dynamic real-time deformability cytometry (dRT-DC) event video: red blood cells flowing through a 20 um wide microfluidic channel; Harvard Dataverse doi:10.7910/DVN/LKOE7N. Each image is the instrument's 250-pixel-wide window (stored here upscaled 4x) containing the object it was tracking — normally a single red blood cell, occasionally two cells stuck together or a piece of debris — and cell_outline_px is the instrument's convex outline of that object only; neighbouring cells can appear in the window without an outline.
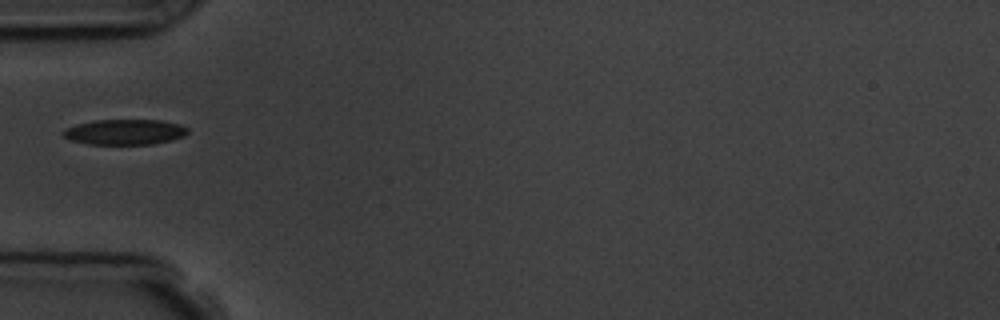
{"species": "common noctule bat (a hibernating species)", "species_latin": "Nyctalus noctula", "temperature_condition": "room temperature", "stored_images_in_passage": 1, "camera_frame_rate_fps": 3000, "um_per_image_px": 0.085, "animal": {"sex": "male", "body_mass_g": 19.5, "forearm_length_mm": 54.6}, "frame": {"image": 1, "passage_image": 1, "time_ms": 0.0, "image_size_px": [1000, 320], "cell_outline_px": [[188, 132], [184, 136], [172, 140], [152, 144], [88, 144], [72, 140], [64, 136], [64, 132], [68, 128], [76, 124], [96, 120], [160, 120], [180, 124], [188, 128]], "centroid_in_image_um": [10.66, 11.22], "position_along_channel_um": 74.3, "area_um2": 18.26}}